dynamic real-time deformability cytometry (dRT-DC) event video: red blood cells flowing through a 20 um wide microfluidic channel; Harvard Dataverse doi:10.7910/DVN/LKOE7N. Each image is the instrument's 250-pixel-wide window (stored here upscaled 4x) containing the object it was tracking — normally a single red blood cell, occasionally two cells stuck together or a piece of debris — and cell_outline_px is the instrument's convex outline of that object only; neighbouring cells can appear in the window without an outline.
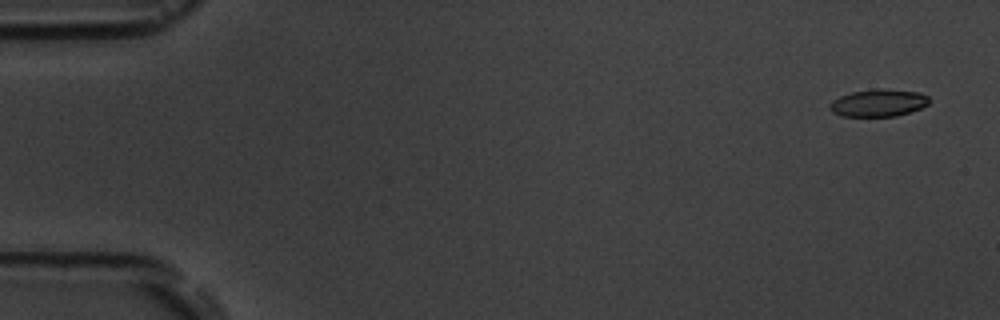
{"species": "common noctule bat (a hibernating species)", "species_latin": "Nyctalus noctula", "temperature_condition": "room temperature", "stored_images_in_passage": 5, "camera_frame_rate_fps": 3000, "um_per_image_px": 0.085, "animal": {"sex": "male", "body_mass_g": 19.5, "forearm_length_mm": 54.6}, "frame": {"image": 1, "passage_image": 1, "time_ms": 0.0, "image_size_px": [1000, 320], "cell_outline_px": [[928, 104], [920, 108], [896, 116], [840, 116], [832, 112], [828, 108], [828, 104], [832, 100], [840, 96], [852, 92], [876, 88], [920, 92], [928, 96]], "centroid_in_image_um": [74.61, 8.74], "position_along_channel_um": 10.4, "area_um2": 15.84}}
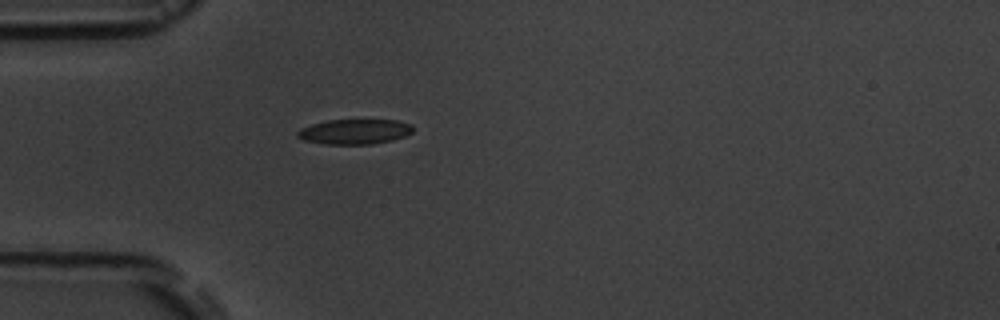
{"frame": {"image": 2, "passage_image": 5, "time_ms": 4.667, "image_size_px": [1000, 320], "cell_outline_px": [[412, 132], [404, 136], [392, 140], [372, 144], [324, 144], [304, 140], [296, 136], [296, 132], [300, 128], [312, 124], [328, 120], [396, 120], [412, 124]], "centroid_in_image_um": [30.12, 11.19], "position_along_channel_um": 54.9, "area_um2": 16.82}}